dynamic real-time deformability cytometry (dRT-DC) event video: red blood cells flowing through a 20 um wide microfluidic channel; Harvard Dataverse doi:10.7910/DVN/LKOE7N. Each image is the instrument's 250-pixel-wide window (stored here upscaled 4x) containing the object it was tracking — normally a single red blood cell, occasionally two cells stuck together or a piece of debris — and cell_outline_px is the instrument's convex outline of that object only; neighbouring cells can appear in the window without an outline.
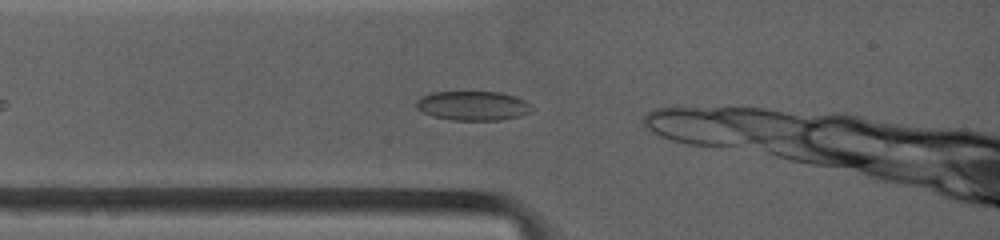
{"species": "common noctule bat (a hibernating species)", "species_latin": "Nyctalus noctula", "temperature_condition": "warm", "stored_images_in_passage": 3, "camera_frame_rate_fps": 4500, "um_per_image_px": 0.085, "animal": {"sex": "female", "body_mass_g": 19.0, "forearm_length_mm": 53.3}, "frame": {"image": 1, "passage_image": 1, "time_ms": 0.0, "image_size_px": [1000, 240], "cell_outline_px": [[532, 112], [520, 116], [500, 120], [452, 120], [432, 116], [416, 108], [416, 100], [420, 96], [432, 92], [500, 92], [524, 100], [532, 108]], "centroid_in_image_um": [40.16, 8.99], "position_along_channel_um": 44.8, "area_um2": 19.71}}